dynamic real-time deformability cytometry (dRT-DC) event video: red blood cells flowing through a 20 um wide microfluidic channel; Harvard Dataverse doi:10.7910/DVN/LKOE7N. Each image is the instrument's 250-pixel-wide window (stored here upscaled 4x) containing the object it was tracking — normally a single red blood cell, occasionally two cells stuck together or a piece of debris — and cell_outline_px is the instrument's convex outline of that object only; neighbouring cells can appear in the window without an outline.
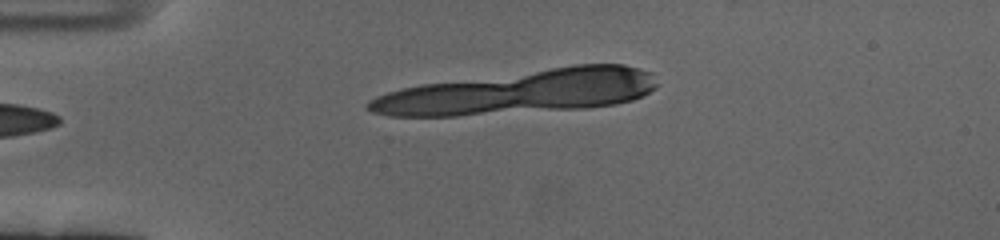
{"species": "human", "species_latin": "Homo sapiens", "temperature_condition": "cold", "stored_images_in_passage": 35, "camera_frame_rate_fps": 3000, "um_per_image_px": 0.085, "donor": {"sex": "female"}, "frame": {"image": 1, "passage_image": 2, "time_ms": 0.333, "image_size_px": [1000, 240], "cell_outline_px": [[628, 80], [488, 108], [472, 108], [404, 92], [416, 88], [444, 84], [564, 68], [596, 64], [612, 64], [628, 68]], "centroid_in_image_um": [44.49, 7.3], "position_along_channel_um": 40.5, "area_um2": 35.32}}